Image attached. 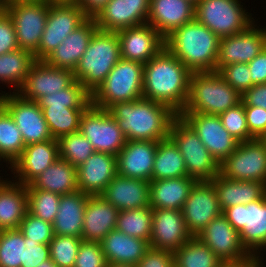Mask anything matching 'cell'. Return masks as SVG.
I'll return each instance as SVG.
<instances>
[{
	"instance_id": "db71d44e",
	"label": "cell",
	"mask_w": 266,
	"mask_h": 267,
	"mask_svg": "<svg viewBox=\"0 0 266 267\" xmlns=\"http://www.w3.org/2000/svg\"><path fill=\"white\" fill-rule=\"evenodd\" d=\"M25 247L23 261H21L20 267H36L41 262L50 259L49 244L27 242V238H25Z\"/></svg>"
},
{
	"instance_id": "836d02e7",
	"label": "cell",
	"mask_w": 266,
	"mask_h": 267,
	"mask_svg": "<svg viewBox=\"0 0 266 267\" xmlns=\"http://www.w3.org/2000/svg\"><path fill=\"white\" fill-rule=\"evenodd\" d=\"M88 195L79 190L61 195L58 214L54 219V235L80 237L83 232V219Z\"/></svg>"
},
{
	"instance_id": "83f0119b",
	"label": "cell",
	"mask_w": 266,
	"mask_h": 267,
	"mask_svg": "<svg viewBox=\"0 0 266 267\" xmlns=\"http://www.w3.org/2000/svg\"><path fill=\"white\" fill-rule=\"evenodd\" d=\"M195 19V5L188 0H150L147 23L164 38Z\"/></svg>"
},
{
	"instance_id": "2e32d148",
	"label": "cell",
	"mask_w": 266,
	"mask_h": 267,
	"mask_svg": "<svg viewBox=\"0 0 266 267\" xmlns=\"http://www.w3.org/2000/svg\"><path fill=\"white\" fill-rule=\"evenodd\" d=\"M179 116L194 130L219 164L237 148L239 142L223 127L219 115L181 112Z\"/></svg>"
},
{
	"instance_id": "7402d4cb",
	"label": "cell",
	"mask_w": 266,
	"mask_h": 267,
	"mask_svg": "<svg viewBox=\"0 0 266 267\" xmlns=\"http://www.w3.org/2000/svg\"><path fill=\"white\" fill-rule=\"evenodd\" d=\"M116 33L121 58L125 60L145 64L165 47L164 37L148 23L121 29Z\"/></svg>"
},
{
	"instance_id": "74e56055",
	"label": "cell",
	"mask_w": 266,
	"mask_h": 267,
	"mask_svg": "<svg viewBox=\"0 0 266 267\" xmlns=\"http://www.w3.org/2000/svg\"><path fill=\"white\" fill-rule=\"evenodd\" d=\"M175 267H221L224 262L196 236L174 252Z\"/></svg>"
},
{
	"instance_id": "03108f58",
	"label": "cell",
	"mask_w": 266,
	"mask_h": 267,
	"mask_svg": "<svg viewBox=\"0 0 266 267\" xmlns=\"http://www.w3.org/2000/svg\"><path fill=\"white\" fill-rule=\"evenodd\" d=\"M188 1H190L193 5L196 6L202 0H188Z\"/></svg>"
},
{
	"instance_id": "94428289",
	"label": "cell",
	"mask_w": 266,
	"mask_h": 267,
	"mask_svg": "<svg viewBox=\"0 0 266 267\" xmlns=\"http://www.w3.org/2000/svg\"><path fill=\"white\" fill-rule=\"evenodd\" d=\"M48 4H77L78 0H45Z\"/></svg>"
},
{
	"instance_id": "f35d334b",
	"label": "cell",
	"mask_w": 266,
	"mask_h": 267,
	"mask_svg": "<svg viewBox=\"0 0 266 267\" xmlns=\"http://www.w3.org/2000/svg\"><path fill=\"white\" fill-rule=\"evenodd\" d=\"M53 139L79 131L80 119L87 108L40 107Z\"/></svg>"
},
{
	"instance_id": "ac0fdd59",
	"label": "cell",
	"mask_w": 266,
	"mask_h": 267,
	"mask_svg": "<svg viewBox=\"0 0 266 267\" xmlns=\"http://www.w3.org/2000/svg\"><path fill=\"white\" fill-rule=\"evenodd\" d=\"M186 228L193 237L207 224L222 214L214 185L210 181H199L191 188L182 207Z\"/></svg>"
},
{
	"instance_id": "681fc988",
	"label": "cell",
	"mask_w": 266,
	"mask_h": 267,
	"mask_svg": "<svg viewBox=\"0 0 266 267\" xmlns=\"http://www.w3.org/2000/svg\"><path fill=\"white\" fill-rule=\"evenodd\" d=\"M226 82L241 95L252 87L248 63H233L218 71Z\"/></svg>"
},
{
	"instance_id": "3957f363",
	"label": "cell",
	"mask_w": 266,
	"mask_h": 267,
	"mask_svg": "<svg viewBox=\"0 0 266 267\" xmlns=\"http://www.w3.org/2000/svg\"><path fill=\"white\" fill-rule=\"evenodd\" d=\"M220 38L196 19L164 38L165 48L191 72L216 71Z\"/></svg>"
},
{
	"instance_id": "30bf717a",
	"label": "cell",
	"mask_w": 266,
	"mask_h": 267,
	"mask_svg": "<svg viewBox=\"0 0 266 267\" xmlns=\"http://www.w3.org/2000/svg\"><path fill=\"white\" fill-rule=\"evenodd\" d=\"M220 174L236 181H256L266 185V140L241 142L220 164Z\"/></svg>"
},
{
	"instance_id": "4fadbf2b",
	"label": "cell",
	"mask_w": 266,
	"mask_h": 267,
	"mask_svg": "<svg viewBox=\"0 0 266 267\" xmlns=\"http://www.w3.org/2000/svg\"><path fill=\"white\" fill-rule=\"evenodd\" d=\"M0 101L1 106L10 114L21 132L25 146L53 139L43 111L36 101L23 99L17 93H5V91L0 92Z\"/></svg>"
},
{
	"instance_id": "d590c367",
	"label": "cell",
	"mask_w": 266,
	"mask_h": 267,
	"mask_svg": "<svg viewBox=\"0 0 266 267\" xmlns=\"http://www.w3.org/2000/svg\"><path fill=\"white\" fill-rule=\"evenodd\" d=\"M36 61L34 54L28 50L16 49L0 55V81L12 86L16 93L24 84L26 76ZM9 84V85H8Z\"/></svg>"
},
{
	"instance_id": "9c48e42d",
	"label": "cell",
	"mask_w": 266,
	"mask_h": 267,
	"mask_svg": "<svg viewBox=\"0 0 266 267\" xmlns=\"http://www.w3.org/2000/svg\"><path fill=\"white\" fill-rule=\"evenodd\" d=\"M240 0H202L195 6V19L219 38L244 31L255 19Z\"/></svg>"
},
{
	"instance_id": "4316f807",
	"label": "cell",
	"mask_w": 266,
	"mask_h": 267,
	"mask_svg": "<svg viewBox=\"0 0 266 267\" xmlns=\"http://www.w3.org/2000/svg\"><path fill=\"white\" fill-rule=\"evenodd\" d=\"M98 29L94 18H88L70 33L44 61L50 66L74 70L87 49L89 41Z\"/></svg>"
},
{
	"instance_id": "cb8c5ba5",
	"label": "cell",
	"mask_w": 266,
	"mask_h": 267,
	"mask_svg": "<svg viewBox=\"0 0 266 267\" xmlns=\"http://www.w3.org/2000/svg\"><path fill=\"white\" fill-rule=\"evenodd\" d=\"M156 150L157 142L127 140L116 156L117 174L150 182Z\"/></svg>"
},
{
	"instance_id": "277c9868",
	"label": "cell",
	"mask_w": 266,
	"mask_h": 267,
	"mask_svg": "<svg viewBox=\"0 0 266 267\" xmlns=\"http://www.w3.org/2000/svg\"><path fill=\"white\" fill-rule=\"evenodd\" d=\"M120 59L117 33L97 29L74 70V78L92 95Z\"/></svg>"
},
{
	"instance_id": "e575fe53",
	"label": "cell",
	"mask_w": 266,
	"mask_h": 267,
	"mask_svg": "<svg viewBox=\"0 0 266 267\" xmlns=\"http://www.w3.org/2000/svg\"><path fill=\"white\" fill-rule=\"evenodd\" d=\"M27 188H36L59 195L69 194L78 190L77 168L66 160L58 158Z\"/></svg>"
},
{
	"instance_id": "8d00e7d4",
	"label": "cell",
	"mask_w": 266,
	"mask_h": 267,
	"mask_svg": "<svg viewBox=\"0 0 266 267\" xmlns=\"http://www.w3.org/2000/svg\"><path fill=\"white\" fill-rule=\"evenodd\" d=\"M187 176L184 158L175 143L167 138L157 142L152 180Z\"/></svg>"
},
{
	"instance_id": "f907efd6",
	"label": "cell",
	"mask_w": 266,
	"mask_h": 267,
	"mask_svg": "<svg viewBox=\"0 0 266 267\" xmlns=\"http://www.w3.org/2000/svg\"><path fill=\"white\" fill-rule=\"evenodd\" d=\"M107 264L100 242L82 240L74 267H107Z\"/></svg>"
},
{
	"instance_id": "003e7915",
	"label": "cell",
	"mask_w": 266,
	"mask_h": 267,
	"mask_svg": "<svg viewBox=\"0 0 266 267\" xmlns=\"http://www.w3.org/2000/svg\"><path fill=\"white\" fill-rule=\"evenodd\" d=\"M264 264H265V263L263 262V263H261L258 267H265Z\"/></svg>"
},
{
	"instance_id": "8fae6325",
	"label": "cell",
	"mask_w": 266,
	"mask_h": 267,
	"mask_svg": "<svg viewBox=\"0 0 266 267\" xmlns=\"http://www.w3.org/2000/svg\"><path fill=\"white\" fill-rule=\"evenodd\" d=\"M2 7L12 19L18 48L35 53L47 22L46 1H19Z\"/></svg>"
},
{
	"instance_id": "ffe728a7",
	"label": "cell",
	"mask_w": 266,
	"mask_h": 267,
	"mask_svg": "<svg viewBox=\"0 0 266 267\" xmlns=\"http://www.w3.org/2000/svg\"><path fill=\"white\" fill-rule=\"evenodd\" d=\"M192 237L186 228L182 210L153 209L151 248L175 252Z\"/></svg>"
},
{
	"instance_id": "6da1fadb",
	"label": "cell",
	"mask_w": 266,
	"mask_h": 267,
	"mask_svg": "<svg viewBox=\"0 0 266 267\" xmlns=\"http://www.w3.org/2000/svg\"><path fill=\"white\" fill-rule=\"evenodd\" d=\"M192 72L165 47L144 64L143 97L169 106L178 115L184 110Z\"/></svg>"
},
{
	"instance_id": "5b68a950",
	"label": "cell",
	"mask_w": 266,
	"mask_h": 267,
	"mask_svg": "<svg viewBox=\"0 0 266 267\" xmlns=\"http://www.w3.org/2000/svg\"><path fill=\"white\" fill-rule=\"evenodd\" d=\"M241 102V94L218 71L192 72L189 96L182 112L220 115Z\"/></svg>"
},
{
	"instance_id": "d6986e66",
	"label": "cell",
	"mask_w": 266,
	"mask_h": 267,
	"mask_svg": "<svg viewBox=\"0 0 266 267\" xmlns=\"http://www.w3.org/2000/svg\"><path fill=\"white\" fill-rule=\"evenodd\" d=\"M74 80L72 70L53 67L44 60H36L24 84L16 93L23 99L37 102L43 96L67 88Z\"/></svg>"
},
{
	"instance_id": "484cf974",
	"label": "cell",
	"mask_w": 266,
	"mask_h": 267,
	"mask_svg": "<svg viewBox=\"0 0 266 267\" xmlns=\"http://www.w3.org/2000/svg\"><path fill=\"white\" fill-rule=\"evenodd\" d=\"M120 211L150 206V182L116 175L100 195Z\"/></svg>"
},
{
	"instance_id": "e7e4bbea",
	"label": "cell",
	"mask_w": 266,
	"mask_h": 267,
	"mask_svg": "<svg viewBox=\"0 0 266 267\" xmlns=\"http://www.w3.org/2000/svg\"><path fill=\"white\" fill-rule=\"evenodd\" d=\"M107 267H137V266L136 265H131V264L108 263Z\"/></svg>"
},
{
	"instance_id": "5bb4252c",
	"label": "cell",
	"mask_w": 266,
	"mask_h": 267,
	"mask_svg": "<svg viewBox=\"0 0 266 267\" xmlns=\"http://www.w3.org/2000/svg\"><path fill=\"white\" fill-rule=\"evenodd\" d=\"M196 237L224 263L260 262L245 249L240 233L223 214L212 219Z\"/></svg>"
},
{
	"instance_id": "c3c4849f",
	"label": "cell",
	"mask_w": 266,
	"mask_h": 267,
	"mask_svg": "<svg viewBox=\"0 0 266 267\" xmlns=\"http://www.w3.org/2000/svg\"><path fill=\"white\" fill-rule=\"evenodd\" d=\"M19 230L27 238V242H38L39 244H49L53 239V225L41 218L35 217L28 211L21 221Z\"/></svg>"
},
{
	"instance_id": "9a60e30c",
	"label": "cell",
	"mask_w": 266,
	"mask_h": 267,
	"mask_svg": "<svg viewBox=\"0 0 266 267\" xmlns=\"http://www.w3.org/2000/svg\"><path fill=\"white\" fill-rule=\"evenodd\" d=\"M88 17L77 4H49L47 22L38 50L34 53L36 60H44Z\"/></svg>"
},
{
	"instance_id": "603a6c76",
	"label": "cell",
	"mask_w": 266,
	"mask_h": 267,
	"mask_svg": "<svg viewBox=\"0 0 266 267\" xmlns=\"http://www.w3.org/2000/svg\"><path fill=\"white\" fill-rule=\"evenodd\" d=\"M150 0H110L94 18L98 29L117 32L147 23Z\"/></svg>"
},
{
	"instance_id": "4dcf8cb0",
	"label": "cell",
	"mask_w": 266,
	"mask_h": 267,
	"mask_svg": "<svg viewBox=\"0 0 266 267\" xmlns=\"http://www.w3.org/2000/svg\"><path fill=\"white\" fill-rule=\"evenodd\" d=\"M223 211L236 205H247L260 200L266 194V185L256 181H236L225 178L220 173L210 181Z\"/></svg>"
},
{
	"instance_id": "680465c9",
	"label": "cell",
	"mask_w": 266,
	"mask_h": 267,
	"mask_svg": "<svg viewBox=\"0 0 266 267\" xmlns=\"http://www.w3.org/2000/svg\"><path fill=\"white\" fill-rule=\"evenodd\" d=\"M110 0H78L77 5L88 18H95Z\"/></svg>"
},
{
	"instance_id": "6f0895ef",
	"label": "cell",
	"mask_w": 266,
	"mask_h": 267,
	"mask_svg": "<svg viewBox=\"0 0 266 267\" xmlns=\"http://www.w3.org/2000/svg\"><path fill=\"white\" fill-rule=\"evenodd\" d=\"M248 67L252 86L266 83V47L248 63Z\"/></svg>"
},
{
	"instance_id": "7a4b0ae2",
	"label": "cell",
	"mask_w": 266,
	"mask_h": 267,
	"mask_svg": "<svg viewBox=\"0 0 266 267\" xmlns=\"http://www.w3.org/2000/svg\"><path fill=\"white\" fill-rule=\"evenodd\" d=\"M107 110L116 119L127 140H165L169 138L171 123L178 116L166 104L144 97L114 103Z\"/></svg>"
},
{
	"instance_id": "ee69618b",
	"label": "cell",
	"mask_w": 266,
	"mask_h": 267,
	"mask_svg": "<svg viewBox=\"0 0 266 267\" xmlns=\"http://www.w3.org/2000/svg\"><path fill=\"white\" fill-rule=\"evenodd\" d=\"M61 195L41 189L27 188L28 212L53 223L58 214Z\"/></svg>"
},
{
	"instance_id": "44dd1931",
	"label": "cell",
	"mask_w": 266,
	"mask_h": 267,
	"mask_svg": "<svg viewBox=\"0 0 266 267\" xmlns=\"http://www.w3.org/2000/svg\"><path fill=\"white\" fill-rule=\"evenodd\" d=\"M58 158V141L51 139L26 145L14 163L6 166L13 172L14 181L27 186Z\"/></svg>"
},
{
	"instance_id": "6125c7cd",
	"label": "cell",
	"mask_w": 266,
	"mask_h": 267,
	"mask_svg": "<svg viewBox=\"0 0 266 267\" xmlns=\"http://www.w3.org/2000/svg\"><path fill=\"white\" fill-rule=\"evenodd\" d=\"M36 267H57V265L53 262V260L47 259L46 261L41 262L38 266Z\"/></svg>"
},
{
	"instance_id": "f6af8a7d",
	"label": "cell",
	"mask_w": 266,
	"mask_h": 267,
	"mask_svg": "<svg viewBox=\"0 0 266 267\" xmlns=\"http://www.w3.org/2000/svg\"><path fill=\"white\" fill-rule=\"evenodd\" d=\"M25 248V237L19 229L0 231V267H20Z\"/></svg>"
},
{
	"instance_id": "bcb514c9",
	"label": "cell",
	"mask_w": 266,
	"mask_h": 267,
	"mask_svg": "<svg viewBox=\"0 0 266 267\" xmlns=\"http://www.w3.org/2000/svg\"><path fill=\"white\" fill-rule=\"evenodd\" d=\"M81 242L80 237L54 235L49 243L50 258L57 267H74Z\"/></svg>"
},
{
	"instance_id": "f5cc1de1",
	"label": "cell",
	"mask_w": 266,
	"mask_h": 267,
	"mask_svg": "<svg viewBox=\"0 0 266 267\" xmlns=\"http://www.w3.org/2000/svg\"><path fill=\"white\" fill-rule=\"evenodd\" d=\"M249 134L255 139L266 137V109L244 105Z\"/></svg>"
},
{
	"instance_id": "d4e9b609",
	"label": "cell",
	"mask_w": 266,
	"mask_h": 267,
	"mask_svg": "<svg viewBox=\"0 0 266 267\" xmlns=\"http://www.w3.org/2000/svg\"><path fill=\"white\" fill-rule=\"evenodd\" d=\"M116 175V156L95 151L77 167L78 190L88 196L101 195Z\"/></svg>"
},
{
	"instance_id": "b9f144b4",
	"label": "cell",
	"mask_w": 266,
	"mask_h": 267,
	"mask_svg": "<svg viewBox=\"0 0 266 267\" xmlns=\"http://www.w3.org/2000/svg\"><path fill=\"white\" fill-rule=\"evenodd\" d=\"M37 103L40 107L88 108L91 105V94L74 80L67 88L43 96Z\"/></svg>"
},
{
	"instance_id": "be15d7a7",
	"label": "cell",
	"mask_w": 266,
	"mask_h": 267,
	"mask_svg": "<svg viewBox=\"0 0 266 267\" xmlns=\"http://www.w3.org/2000/svg\"><path fill=\"white\" fill-rule=\"evenodd\" d=\"M19 1H45V0H0V6H5L6 4H11Z\"/></svg>"
},
{
	"instance_id": "11a10c76",
	"label": "cell",
	"mask_w": 266,
	"mask_h": 267,
	"mask_svg": "<svg viewBox=\"0 0 266 267\" xmlns=\"http://www.w3.org/2000/svg\"><path fill=\"white\" fill-rule=\"evenodd\" d=\"M137 267H175L174 252L149 248Z\"/></svg>"
},
{
	"instance_id": "52a82bcc",
	"label": "cell",
	"mask_w": 266,
	"mask_h": 267,
	"mask_svg": "<svg viewBox=\"0 0 266 267\" xmlns=\"http://www.w3.org/2000/svg\"><path fill=\"white\" fill-rule=\"evenodd\" d=\"M169 138L184 158L187 176L211 181L220 173V164L204 146L194 130L178 115L170 126Z\"/></svg>"
},
{
	"instance_id": "7bdbcfd3",
	"label": "cell",
	"mask_w": 266,
	"mask_h": 267,
	"mask_svg": "<svg viewBox=\"0 0 266 267\" xmlns=\"http://www.w3.org/2000/svg\"><path fill=\"white\" fill-rule=\"evenodd\" d=\"M57 141L59 158L66 160L76 168L95 152L89 140L79 131L64 135Z\"/></svg>"
},
{
	"instance_id": "816d5d0a",
	"label": "cell",
	"mask_w": 266,
	"mask_h": 267,
	"mask_svg": "<svg viewBox=\"0 0 266 267\" xmlns=\"http://www.w3.org/2000/svg\"><path fill=\"white\" fill-rule=\"evenodd\" d=\"M18 49V42L12 19L0 7V55Z\"/></svg>"
},
{
	"instance_id": "7c38bea8",
	"label": "cell",
	"mask_w": 266,
	"mask_h": 267,
	"mask_svg": "<svg viewBox=\"0 0 266 267\" xmlns=\"http://www.w3.org/2000/svg\"><path fill=\"white\" fill-rule=\"evenodd\" d=\"M79 132L89 140L96 152H105L115 156L127 142L118 122L108 110L92 104L80 119Z\"/></svg>"
},
{
	"instance_id": "ab89813d",
	"label": "cell",
	"mask_w": 266,
	"mask_h": 267,
	"mask_svg": "<svg viewBox=\"0 0 266 267\" xmlns=\"http://www.w3.org/2000/svg\"><path fill=\"white\" fill-rule=\"evenodd\" d=\"M25 148L21 132L10 116L3 108H0V162H6L11 166L21 155ZM3 160V161H2Z\"/></svg>"
},
{
	"instance_id": "9f6ffc18",
	"label": "cell",
	"mask_w": 266,
	"mask_h": 267,
	"mask_svg": "<svg viewBox=\"0 0 266 267\" xmlns=\"http://www.w3.org/2000/svg\"><path fill=\"white\" fill-rule=\"evenodd\" d=\"M244 105L262 107L266 109V83L255 84L241 95Z\"/></svg>"
},
{
	"instance_id": "91938a15",
	"label": "cell",
	"mask_w": 266,
	"mask_h": 267,
	"mask_svg": "<svg viewBox=\"0 0 266 267\" xmlns=\"http://www.w3.org/2000/svg\"><path fill=\"white\" fill-rule=\"evenodd\" d=\"M262 262L224 263L221 267H258Z\"/></svg>"
},
{
	"instance_id": "d6a6232c",
	"label": "cell",
	"mask_w": 266,
	"mask_h": 267,
	"mask_svg": "<svg viewBox=\"0 0 266 267\" xmlns=\"http://www.w3.org/2000/svg\"><path fill=\"white\" fill-rule=\"evenodd\" d=\"M197 181L189 176L150 181L152 209L182 210L191 188Z\"/></svg>"
},
{
	"instance_id": "60d3db41",
	"label": "cell",
	"mask_w": 266,
	"mask_h": 267,
	"mask_svg": "<svg viewBox=\"0 0 266 267\" xmlns=\"http://www.w3.org/2000/svg\"><path fill=\"white\" fill-rule=\"evenodd\" d=\"M153 209L149 207L119 211L116 229L128 236L147 240L152 233Z\"/></svg>"
},
{
	"instance_id": "e0dca14e",
	"label": "cell",
	"mask_w": 266,
	"mask_h": 267,
	"mask_svg": "<svg viewBox=\"0 0 266 267\" xmlns=\"http://www.w3.org/2000/svg\"><path fill=\"white\" fill-rule=\"evenodd\" d=\"M260 27L254 21L240 33L221 37L216 71L233 63H249L255 58L266 47V27Z\"/></svg>"
},
{
	"instance_id": "7dc6e473",
	"label": "cell",
	"mask_w": 266,
	"mask_h": 267,
	"mask_svg": "<svg viewBox=\"0 0 266 267\" xmlns=\"http://www.w3.org/2000/svg\"><path fill=\"white\" fill-rule=\"evenodd\" d=\"M223 127L239 143L254 139L249 134L244 104L240 102L219 115Z\"/></svg>"
},
{
	"instance_id": "ba28073f",
	"label": "cell",
	"mask_w": 266,
	"mask_h": 267,
	"mask_svg": "<svg viewBox=\"0 0 266 267\" xmlns=\"http://www.w3.org/2000/svg\"><path fill=\"white\" fill-rule=\"evenodd\" d=\"M232 227L240 233L241 243L263 263L261 251H266V194L247 205L240 204L222 211Z\"/></svg>"
},
{
	"instance_id": "f546056e",
	"label": "cell",
	"mask_w": 266,
	"mask_h": 267,
	"mask_svg": "<svg viewBox=\"0 0 266 267\" xmlns=\"http://www.w3.org/2000/svg\"><path fill=\"white\" fill-rule=\"evenodd\" d=\"M2 178L0 176V231L19 229L28 211L27 186Z\"/></svg>"
},
{
	"instance_id": "8992f818",
	"label": "cell",
	"mask_w": 266,
	"mask_h": 267,
	"mask_svg": "<svg viewBox=\"0 0 266 267\" xmlns=\"http://www.w3.org/2000/svg\"><path fill=\"white\" fill-rule=\"evenodd\" d=\"M143 74V63L121 58L91 95V104L101 109H108L114 103L142 98Z\"/></svg>"
},
{
	"instance_id": "1f68e13d",
	"label": "cell",
	"mask_w": 266,
	"mask_h": 267,
	"mask_svg": "<svg viewBox=\"0 0 266 267\" xmlns=\"http://www.w3.org/2000/svg\"><path fill=\"white\" fill-rule=\"evenodd\" d=\"M108 263L137 265L150 248L147 240L134 238L114 229L100 242Z\"/></svg>"
},
{
	"instance_id": "f1b7e54d",
	"label": "cell",
	"mask_w": 266,
	"mask_h": 267,
	"mask_svg": "<svg viewBox=\"0 0 266 267\" xmlns=\"http://www.w3.org/2000/svg\"><path fill=\"white\" fill-rule=\"evenodd\" d=\"M119 211L100 195L89 196L84 212L81 239L101 242L111 230L116 229Z\"/></svg>"
}]
</instances>
